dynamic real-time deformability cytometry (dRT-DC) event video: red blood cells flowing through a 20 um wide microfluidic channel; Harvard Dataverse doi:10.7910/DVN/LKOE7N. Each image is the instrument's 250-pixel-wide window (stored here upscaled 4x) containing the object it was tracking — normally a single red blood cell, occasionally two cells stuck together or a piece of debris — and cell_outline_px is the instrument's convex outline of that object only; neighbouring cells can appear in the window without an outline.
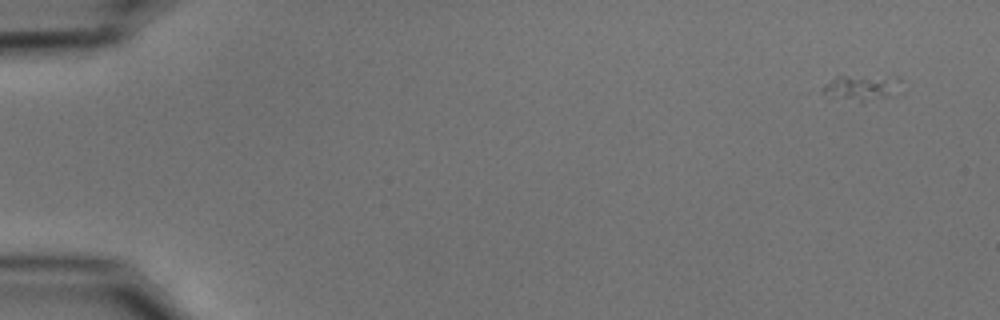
{"species": "common noctule bat (a hibernating species)", "species_latin": "Nyctalus noctula", "temperature_condition": "cold", "stored_images_in_passage": 10, "segment_of_instrument_passage": [2, 2], "camera_frame_rate_fps": 3000, "um_per_image_px": 0.085, "animal": {"sex": "male", "body_mass_g": 15.6}, "frame": {"image": 1, "passage_image": 10, "time_ms": 3.0, "image_size_px": [1000, 320], "cell_outline_px": [[904, 92], [864, 100], [860, 100], [824, 92], [820, 88], [824, 84], [836, 76], [900, 76]], "centroid_in_image_um": [73.42, 7.36], "position_along_channel_um": 11.6, "area_um2": 11.21}}